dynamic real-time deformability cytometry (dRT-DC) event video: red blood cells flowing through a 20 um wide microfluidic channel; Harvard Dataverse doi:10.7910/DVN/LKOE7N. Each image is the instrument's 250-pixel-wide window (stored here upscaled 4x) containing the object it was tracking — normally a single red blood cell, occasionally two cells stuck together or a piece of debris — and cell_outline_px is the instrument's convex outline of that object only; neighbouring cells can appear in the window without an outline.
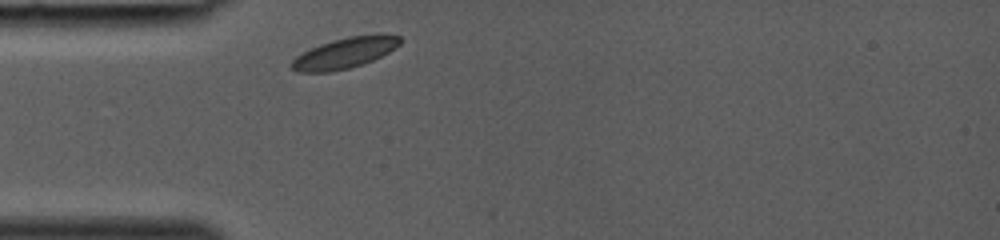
{"species": "common noctule bat (a hibernating species)", "species_latin": "Nyctalus noctula", "temperature_condition": "room temperature", "stored_images_in_passage": 4, "camera_frame_rate_fps": 3000, "um_per_image_px": 0.085, "animal": {"sex": "female", "body_mass_g": 19.0, "forearm_length_mm": 53.3}, "frame": {"image": 1, "passage_image": 1, "time_ms": 0.0, "image_size_px": [1000, 240], "cell_outline_px": [[400, 44], [388, 52], [372, 60], [348, 68], [328, 72], [296, 72], [288, 64], [296, 56], [320, 44], [332, 40], [348, 36], [400, 36]], "centroid_in_image_um": [29.2, 4.53], "position_along_channel_um": 55.8, "area_um2": 18.73}}